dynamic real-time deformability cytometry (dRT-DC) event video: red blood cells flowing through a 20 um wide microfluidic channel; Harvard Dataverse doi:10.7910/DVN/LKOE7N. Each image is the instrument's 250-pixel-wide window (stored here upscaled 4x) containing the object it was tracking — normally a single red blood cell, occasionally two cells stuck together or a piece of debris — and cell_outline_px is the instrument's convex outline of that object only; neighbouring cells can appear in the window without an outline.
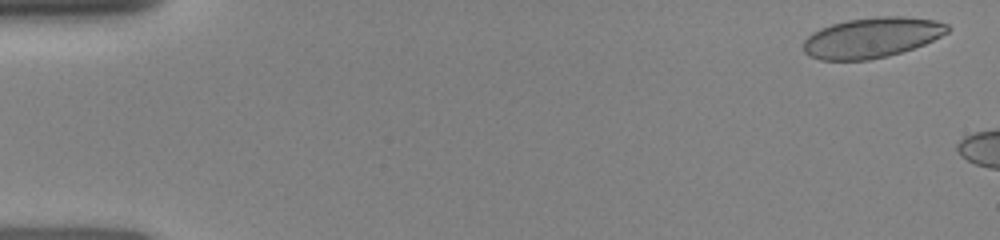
{"species": "human", "species_latin": "Homo sapiens", "temperature_condition": "room temperature", "stored_images_in_passage": 4, "camera_frame_rate_fps": 3000, "um_per_image_px": 0.085, "donor": {"sex": "female"}, "frame": {"image": 1, "passage_image": 1, "time_ms": 0.0, "image_size_px": [1000, 240], "cell_outline_px": [[952, 28], [948, 32], [924, 44], [888, 56], [868, 60], [820, 60], [808, 56], [804, 52], [804, 40], [812, 32], [820, 28], [832, 24], [848, 20], [880, 16], [900, 16], [936, 20], [948, 24]], "centroid_in_image_um": [74.1, 3.2], "position_along_channel_um": 10.9, "area_um2": 33.81}}